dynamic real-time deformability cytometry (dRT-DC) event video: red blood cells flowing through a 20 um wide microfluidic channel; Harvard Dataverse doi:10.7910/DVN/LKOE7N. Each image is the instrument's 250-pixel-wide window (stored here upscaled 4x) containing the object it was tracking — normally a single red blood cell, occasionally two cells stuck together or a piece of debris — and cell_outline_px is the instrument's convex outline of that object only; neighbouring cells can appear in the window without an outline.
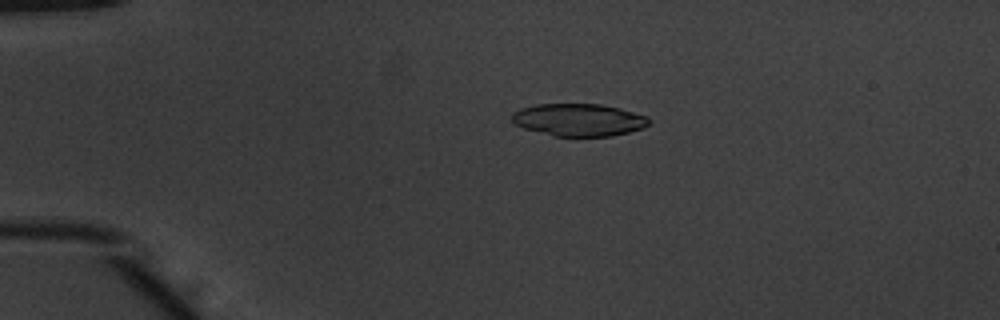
{"species": "common noctule bat (a hibernating species)", "species_latin": "Nyctalus noctula", "temperature_condition": "warm", "stored_images_in_passage": 52, "camera_frame_rate_fps": 3000, "um_per_image_px": 0.085, "animal": {"sex": "male", "body_mass_g": 20.1, "forearm_length_mm": 53.5}, "frame": {"image": 1, "passage_image": 12, "time_ms": 3.667, "image_size_px": [1000, 320], "cell_outline_px": [[652, 120], [644, 128], [612, 136], [552, 136], [524, 128], [516, 124], [512, 120], [512, 112], [520, 108], [536, 104], [600, 104], [620, 108], [648, 116]], "centroid_in_image_um": [49.21, 10.18], "position_along_channel_um": 35.8, "area_um2": 26.07}}
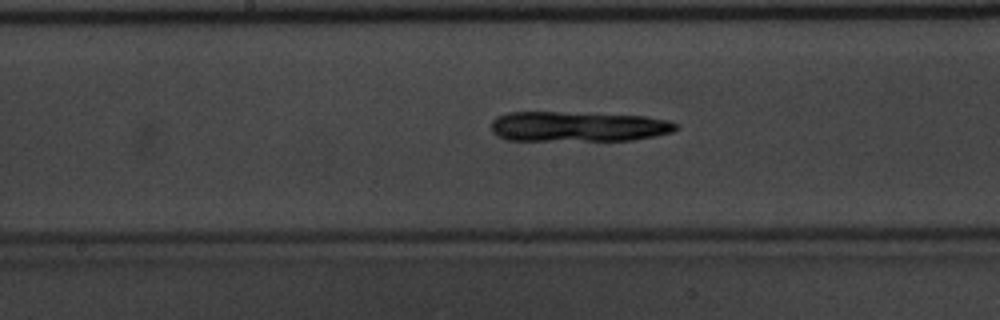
{"frame": {"image": 2, "passage_image": 28, "time_ms": 9.0, "image_size_px": [1000, 320], "cell_outline_px": [[676, 128], [672, 132], [656, 136], [632, 140], [504, 140], [496, 136], [492, 132], [492, 120], [496, 116], [508, 112], [560, 112], [644, 116], [668, 120], [676, 124]], "centroid_in_image_um": [49.08, 10.76], "position_along_channel_um": 199.1, "area_um2": 32.43}}
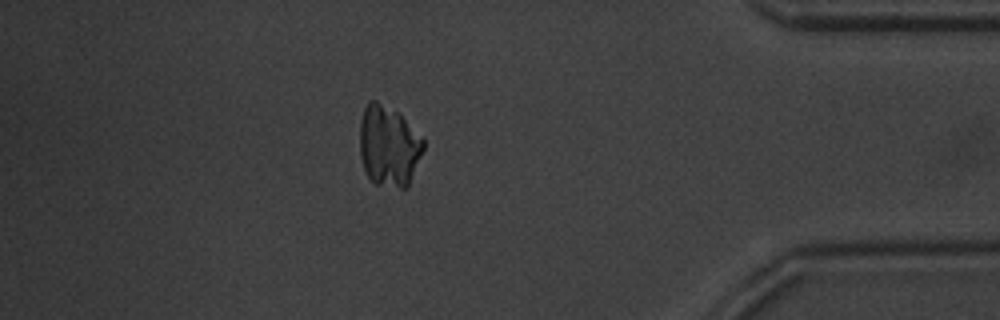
{"frame": {"image": 3, "passage_image": 46, "time_ms": 15.0, "image_size_px": [1000, 320], "cell_outline_px": [[424, 148], [408, 188], [400, 188], [376, 184], [368, 176], [364, 168], [360, 156], [360, 120], [364, 108], [368, 100], [376, 100], [396, 112], [424, 140]], "centroid_in_image_um": [33.02, 12.43], "position_along_channel_um": 402.2, "area_um2": 29.71}}